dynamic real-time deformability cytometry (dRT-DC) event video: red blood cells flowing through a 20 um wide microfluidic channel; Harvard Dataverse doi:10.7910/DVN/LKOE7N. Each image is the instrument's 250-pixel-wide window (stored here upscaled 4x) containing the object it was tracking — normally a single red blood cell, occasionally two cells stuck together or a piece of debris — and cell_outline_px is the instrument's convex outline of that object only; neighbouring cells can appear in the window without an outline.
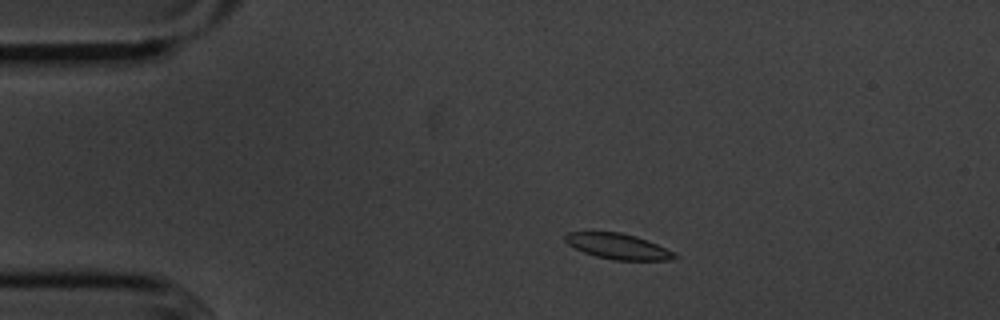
{"species": "common noctule bat (a hibernating species)", "species_latin": "Nyctalus noctula", "temperature_condition": "cold", "stored_images_in_passage": 52, "camera_frame_rate_fps": 3000, "um_per_image_px": 0.085, "animal": {"sex": "male", "body_mass_g": 20.1, "forearm_length_mm": 53.5}, "frame": {"image": 1, "passage_image": 7, "time_ms": 2.0, "image_size_px": [1000, 320], "cell_outline_px": [[680, 256], [668, 260], [612, 260], [596, 256], [584, 252], [568, 244], [564, 240], [564, 236], [568, 232], [620, 232], [636, 236], [648, 240], [676, 252]], "centroid_in_image_um": [52.57, 20.94], "position_along_channel_um": 32.4, "area_um2": 16.36}}
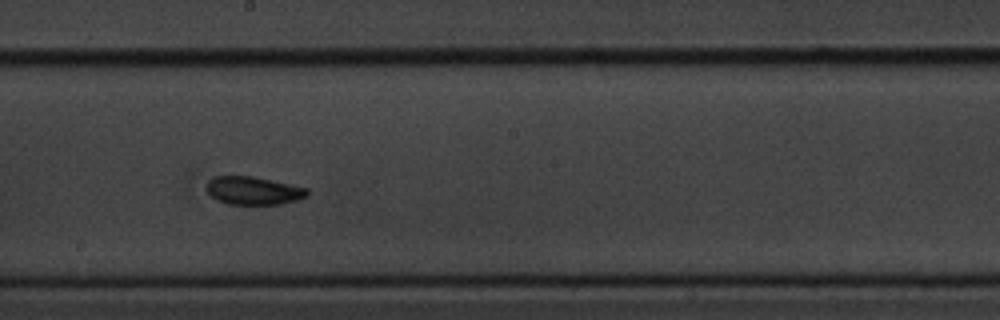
{"frame": {"image": 2, "passage_image": 27, "time_ms": 8.667, "image_size_px": [1000, 320], "cell_outline_px": [[308, 196], [284, 204], [228, 204], [216, 200], [208, 192], [208, 180], [212, 176], [252, 176], [308, 188]], "centroid_in_image_um": [21.55, 16.2], "position_along_channel_um": 226.7, "area_um2": 16.42}}
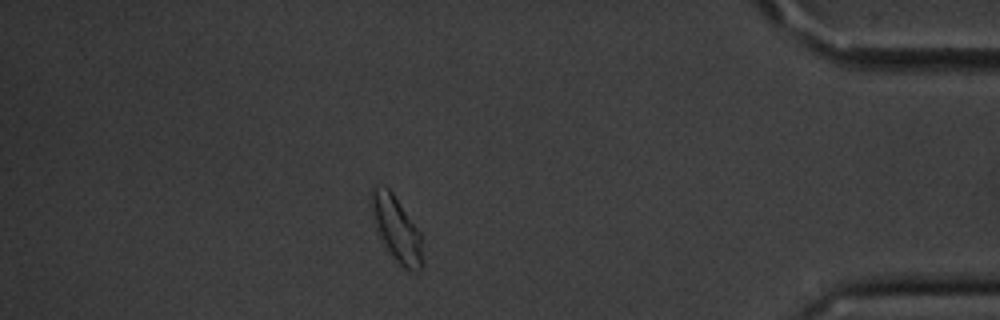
{"frame": {"image": 3, "passage_image": 45, "time_ms": 14.667, "image_size_px": [1000, 320], "cell_outline_px": [[420, 272], [412, 272], [404, 268], [392, 256], [376, 232], [372, 216], [372, 192], [376, 188], [388, 188], [392, 192], [420, 232]], "centroid_in_image_um": [33.69, 19.5], "position_along_channel_um": 401.5, "area_um2": 18.55}, "authors_computed_cell_mechanics": {"area_um2": 16.7042, "velocity_mm_per_s": 3.5832, "shape_relaxation_time_tau1_ms": 3.0086, "shape_relaxation_time_tau2_ms": 5.1621, "deformation_change_tau1": 0.0789, "deformation_change_tau2": 0.0788}}